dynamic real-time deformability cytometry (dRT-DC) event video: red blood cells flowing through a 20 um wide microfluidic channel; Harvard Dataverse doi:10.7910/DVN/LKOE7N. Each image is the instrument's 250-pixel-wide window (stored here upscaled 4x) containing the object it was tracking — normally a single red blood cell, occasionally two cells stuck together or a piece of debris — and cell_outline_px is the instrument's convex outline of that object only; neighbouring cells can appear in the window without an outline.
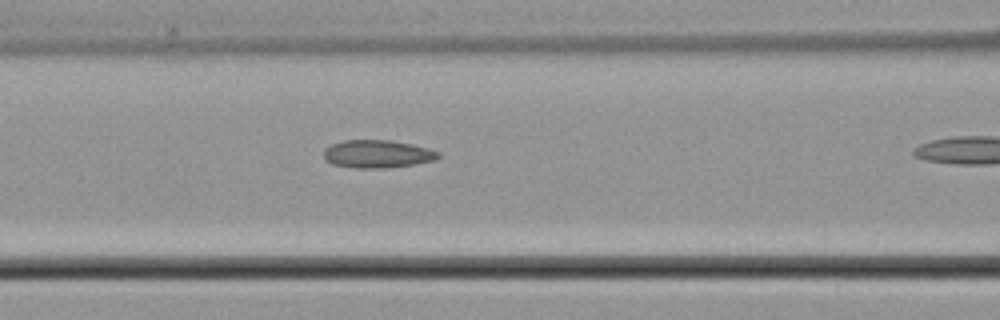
{"species": "common noctule bat (a hibernating species)", "species_latin": "Nyctalus noctula", "temperature_condition": "cold", "stored_images_in_passage": 8, "camera_frame_rate_fps": 3000, "um_per_image_px": 0.085, "animal": {"sex": "male", "body_mass_g": 21.5, "forearm_length_mm": 52.0}, "frame": {"image": 1, "passage_image": 7, "time_ms": 8.333, "image_size_px": [1000, 320], "cell_outline_px": [[440, 156], [436, 160], [412, 164], [384, 168], [356, 168], [332, 164], [324, 160], [324, 148], [332, 144], [344, 140], [392, 140], [412, 144], [428, 148], [440, 152]], "centroid_in_image_um": [32.07, 13.08], "position_along_channel_um": 134.5, "area_um2": 18.67}}